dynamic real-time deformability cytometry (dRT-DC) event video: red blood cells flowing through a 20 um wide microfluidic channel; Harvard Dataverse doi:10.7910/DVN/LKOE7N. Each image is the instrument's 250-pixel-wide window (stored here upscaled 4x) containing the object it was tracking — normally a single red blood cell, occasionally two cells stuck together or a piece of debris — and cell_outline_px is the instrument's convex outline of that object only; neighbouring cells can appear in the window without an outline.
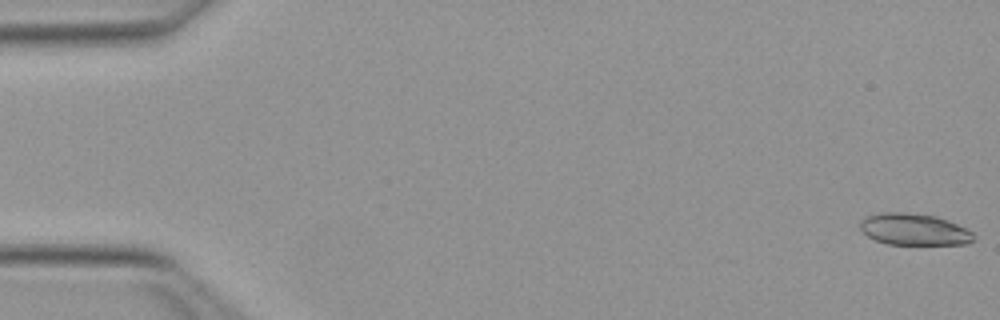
{"species": "Egyptian fruit bat (a non-hibernating species)", "species_latin": "Rousettus aegyptiacus", "temperature_condition": "warm", "stored_images_in_passage": 51, "camera_frame_rate_fps": 3000, "um_per_image_px": 0.085, "animal": {"sex": "female"}, "frame": {"image": 1, "passage_image": 1, "time_ms": 0.0, "image_size_px": [1000, 320], "cell_outline_px": [[972, 240], [968, 244], [888, 244], [876, 240], [868, 236], [860, 228], [860, 220], [864, 216], [880, 212], [900, 212], [936, 216], [956, 224], [972, 232]], "centroid_in_image_um": [77.63, 19.49], "position_along_channel_um": 7.4, "area_um2": 20.69}}
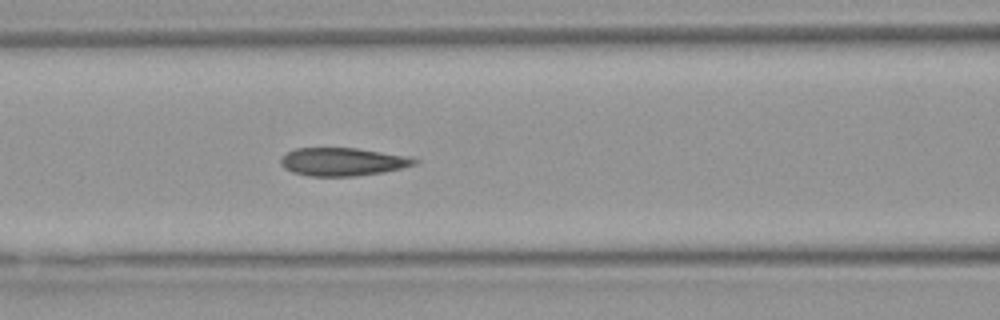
{"frame": {"image": 2, "passage_image": 22, "time_ms": 7.0, "image_size_px": [1000, 320], "cell_outline_px": [[420, 160], [416, 164], [384, 172], [356, 176], [308, 176], [292, 172], [284, 168], [280, 164], [280, 156], [296, 148], [356, 148], [412, 156]], "centroid_in_image_um": [29.14, 13.75], "position_along_channel_um": 137.5, "area_um2": 22.14}}
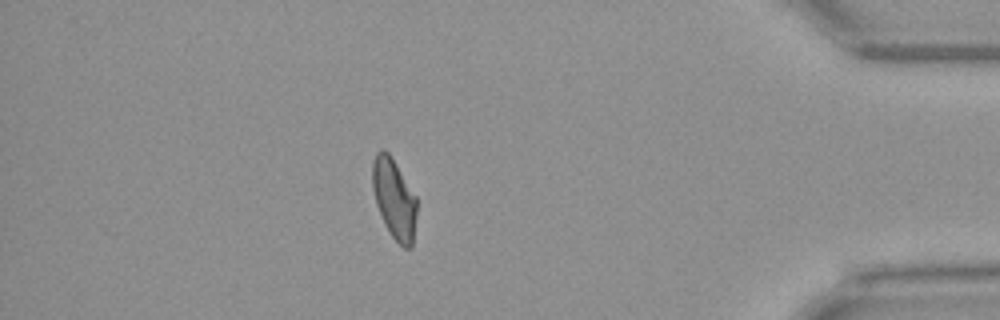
{"frame": {"image": 3, "passage_image": 45, "time_ms": 14.667, "image_size_px": [1000, 320], "cell_outline_px": [[416, 216], [412, 248], [404, 248], [392, 236], [384, 224], [376, 204], [372, 188], [372, 160], [376, 152], [380, 148], [384, 148], [388, 152], [416, 196]], "centroid_in_image_um": [33.48, 16.87], "position_along_channel_um": 401.7, "area_um2": 20.69}, "authors_computed_cell_mechanics": {"area_um2": 22.0218, "velocity_mm_per_s": 4.0048, "shape_relaxation_time_tau1_ms": null, "shape_relaxation_time_tau2_ms": 1.6964, "deformation_change_tau1": null, "deformation_change_tau2": 0.1029}}